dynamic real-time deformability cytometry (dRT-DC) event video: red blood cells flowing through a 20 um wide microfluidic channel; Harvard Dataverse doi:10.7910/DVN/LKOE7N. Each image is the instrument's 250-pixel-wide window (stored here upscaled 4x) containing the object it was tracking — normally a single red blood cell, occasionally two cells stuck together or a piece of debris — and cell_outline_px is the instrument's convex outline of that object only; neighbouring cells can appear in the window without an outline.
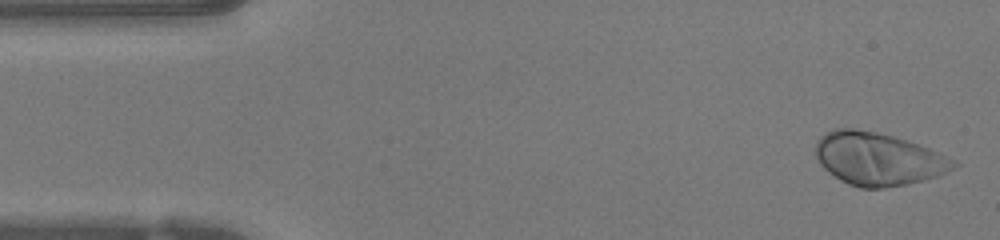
{"species": "human", "species_latin": "Homo sapiens", "temperature_condition": "warm", "stored_images_in_passage": 46, "camera_frame_rate_fps": 3000, "um_per_image_px": 0.085, "donor": {"sex": "female"}, "frame": {"image": 1, "passage_image": 1, "time_ms": 0.0, "image_size_px": [1000, 240], "cell_outline_px": [[960, 164], [936, 176], [924, 180], [908, 184], [884, 188], [860, 188], [848, 184], [840, 180], [828, 172], [820, 164], [816, 156], [816, 140], [820, 136], [832, 128], [852, 128], [876, 132], [892, 136], [940, 152]], "centroid_in_image_um": [74.6, 13.51], "position_along_channel_um": 10.4, "area_um2": 42.31}}
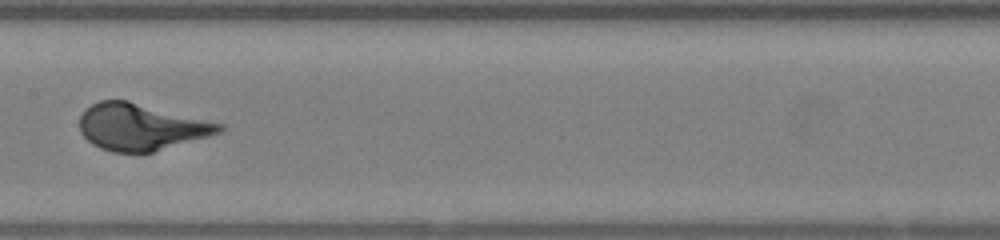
{"frame": {"image": 2, "passage_image": 22, "time_ms": 7.0, "image_size_px": [1000, 240], "cell_outline_px": [[224, 128], [220, 132], [208, 136], [152, 152], [112, 152], [100, 148], [92, 144], [80, 132], [80, 116], [92, 104], [100, 100], [128, 100], [224, 124]], "centroid_in_image_um": [11.97, 10.78], "position_along_channel_um": 195.4, "area_um2": 37.63}}
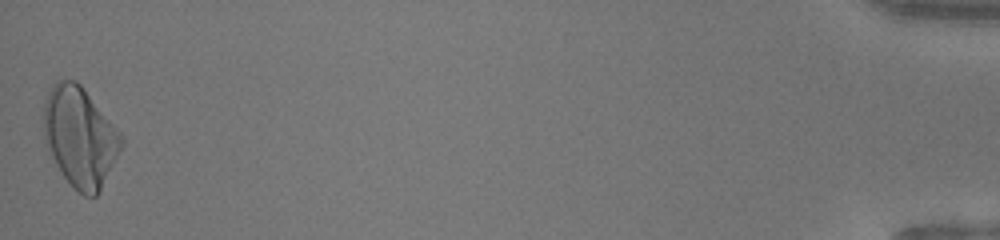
{"frame": {"image": 3, "passage_image": 46, "time_ms": 15.0, "image_size_px": [1000, 240], "cell_outline_px": [[124, 144], [96, 196], [84, 196], [64, 176], [56, 164], [48, 148], [44, 136], [40, 116], [48, 92], [52, 84], [56, 80], [76, 80], [84, 88], [124, 136]], "centroid_in_image_um": [6.78, 11.57], "position_along_channel_um": 428.4, "area_um2": 45.14}}